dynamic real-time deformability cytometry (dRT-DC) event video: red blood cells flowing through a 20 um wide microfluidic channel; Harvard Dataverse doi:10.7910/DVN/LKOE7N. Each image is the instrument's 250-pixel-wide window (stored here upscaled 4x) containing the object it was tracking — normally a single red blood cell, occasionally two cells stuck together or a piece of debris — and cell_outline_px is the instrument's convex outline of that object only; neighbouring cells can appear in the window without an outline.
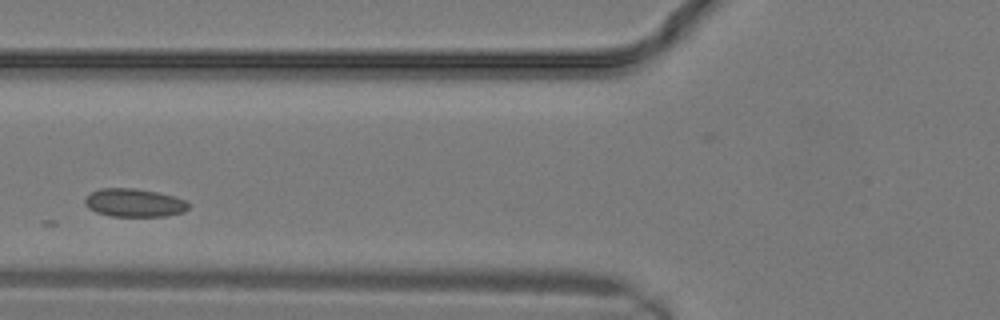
{"species": "common noctule bat (a hibernating species)", "species_latin": "Nyctalus noctula", "temperature_condition": "warm", "stored_images_in_passage": 5, "camera_frame_rate_fps": 3000, "um_per_image_px": 0.085, "animal": {"sex": "male", "body_mass_g": 19.2, "forearm_length_mm": 51.8}, "frame": {"image": 1, "passage_image": 4, "time_ms": 1.0, "image_size_px": [1000, 320], "cell_outline_px": [[192, 204], [184, 212], [164, 216], [112, 216], [96, 212], [88, 208], [84, 204], [84, 200], [92, 192], [100, 188], [136, 188], [156, 192], [172, 196], [184, 200]], "centroid_in_image_um": [11.41, 17.24], "position_along_channel_um": 114.4, "area_um2": 16.99}}